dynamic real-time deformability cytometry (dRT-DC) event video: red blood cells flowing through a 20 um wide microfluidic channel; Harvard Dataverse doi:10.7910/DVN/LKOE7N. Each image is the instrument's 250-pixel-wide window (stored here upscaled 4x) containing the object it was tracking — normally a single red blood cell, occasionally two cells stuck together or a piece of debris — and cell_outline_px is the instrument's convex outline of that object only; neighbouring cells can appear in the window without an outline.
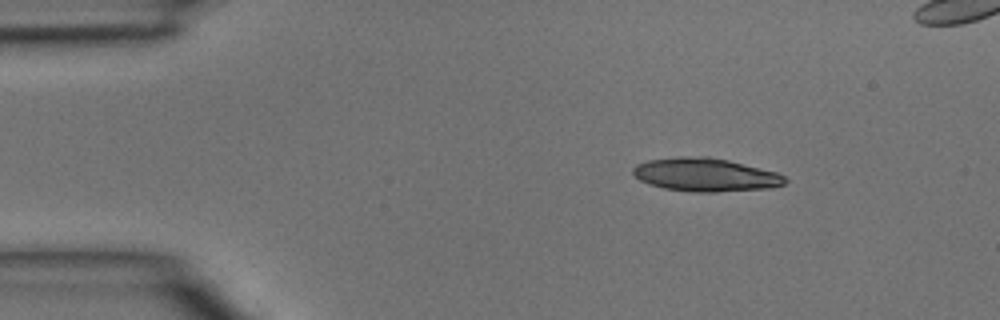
{"species": "common noctule bat (a hibernating species)", "species_latin": "Nyctalus noctula", "temperature_condition": "room temperature", "stored_images_in_passage": 3, "camera_frame_rate_fps": 3000, "um_per_image_px": 0.085, "animal": {"sex": "male", "body_mass_g": 15.6}, "frame": {"image": 1, "passage_image": 1, "time_ms": 0.0, "image_size_px": [1000, 320], "cell_outline_px": [[788, 180], [784, 184], [772, 188], [716, 192], [692, 192], [664, 188], [640, 180], [632, 172], [632, 168], [636, 164], [648, 160], [680, 156], [708, 156], [728, 160], [776, 172], [784, 176]], "centroid_in_image_um": [59.97, 14.85], "position_along_channel_um": 25.0, "area_um2": 29.54}}